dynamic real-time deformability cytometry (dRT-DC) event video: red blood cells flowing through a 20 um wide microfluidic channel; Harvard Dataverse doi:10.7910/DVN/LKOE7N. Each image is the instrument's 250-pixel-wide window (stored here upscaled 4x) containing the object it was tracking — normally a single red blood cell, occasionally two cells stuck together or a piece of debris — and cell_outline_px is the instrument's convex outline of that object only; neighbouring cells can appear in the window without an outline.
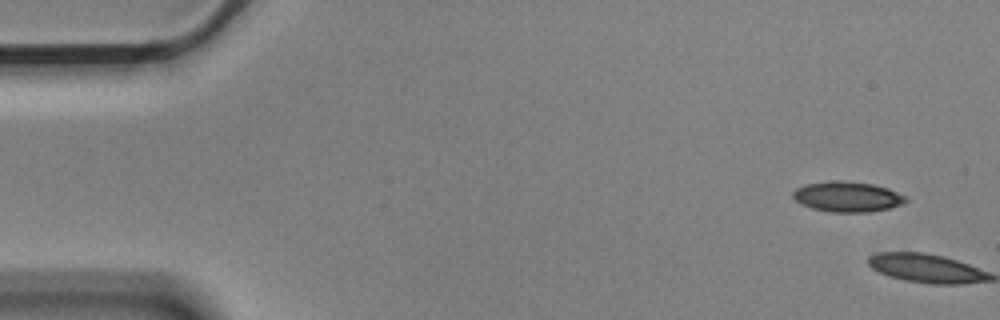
{"species": "Egyptian fruit bat (a non-hibernating species)", "species_latin": "Rousettus aegyptiacus", "temperature_condition": "cold", "stored_images_in_passage": 2, "camera_frame_rate_fps": 3000, "um_per_image_px": 0.085, "animal": {"sex": "male"}, "frame": {"image": 1, "passage_image": 1, "time_ms": 0.0, "image_size_px": [1000, 320], "cell_outline_px": [[908, 200], [904, 204], [888, 208], [868, 212], [828, 212], [812, 208], [800, 204], [792, 196], [792, 192], [796, 188], [808, 184], [832, 180], [844, 180], [872, 184], [888, 188], [904, 196]], "centroid_in_image_um": [72.01, 16.72], "position_along_channel_um": 13.0, "area_um2": 19.94}}